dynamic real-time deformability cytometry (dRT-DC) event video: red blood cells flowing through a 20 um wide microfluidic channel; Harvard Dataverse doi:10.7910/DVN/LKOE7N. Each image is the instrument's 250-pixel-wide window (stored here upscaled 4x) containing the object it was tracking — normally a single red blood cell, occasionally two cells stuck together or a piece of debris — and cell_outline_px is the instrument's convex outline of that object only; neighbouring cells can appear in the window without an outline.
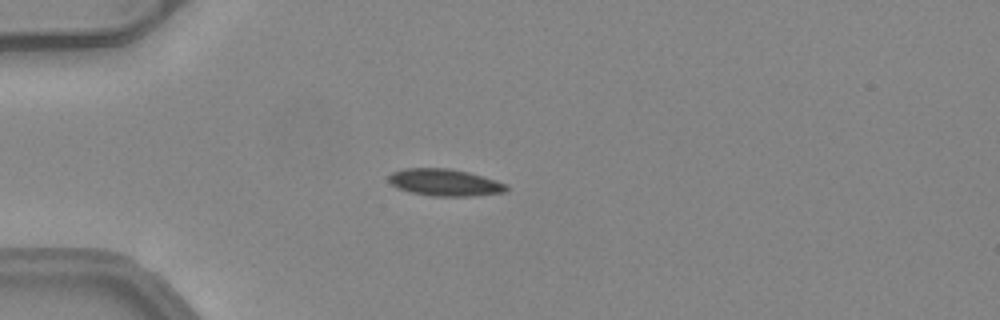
{"species": "common noctule bat (a hibernating species)", "species_latin": "Nyctalus noctula", "temperature_condition": "warm", "stored_images_in_passage": 38, "camera_frame_rate_fps": 3000, "um_per_image_px": 0.085, "animal": {"sex": "female", "body_mass_g": 24.6, "forearm_length_mm": 56.2}, "frame": {"image": 1, "passage_image": 1, "time_ms": 0.0, "image_size_px": [1000, 320], "cell_outline_px": [[508, 192], [476, 196], [432, 196], [408, 192], [396, 188], [388, 180], [388, 176], [392, 172], [404, 168], [448, 168], [468, 172], [496, 180], [508, 184]], "centroid_in_image_um": [37.82, 15.52], "position_along_channel_um": 47.2, "area_um2": 18.79}}
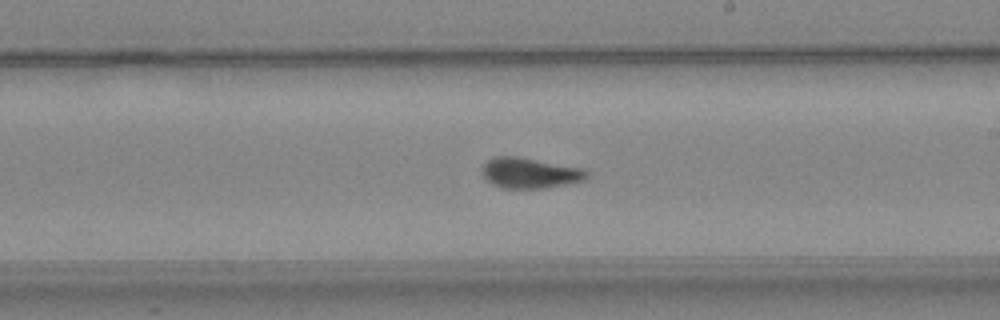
{"frame": {"image": 2, "passage_image": 17, "time_ms": 5.333, "image_size_px": [1000, 320], "cell_outline_px": [[588, 176], [584, 180], [544, 188], [500, 188], [492, 184], [480, 172], [480, 168], [492, 156], [520, 156], [584, 168], [588, 172]], "centroid_in_image_um": [45.01, 14.68], "position_along_channel_um": 244.0, "area_um2": 18.84}}
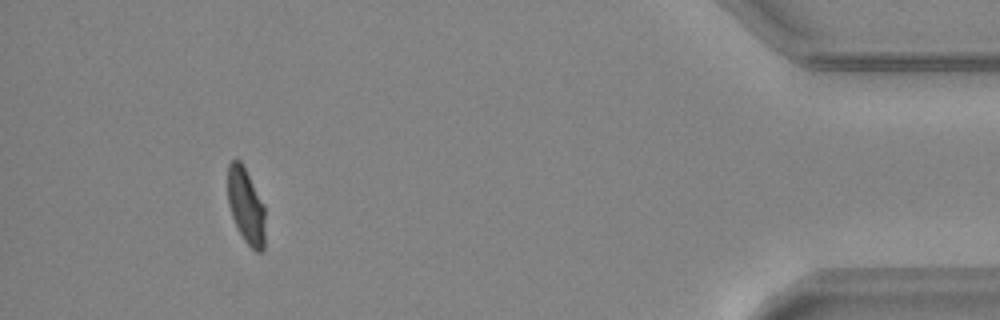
{"frame": {"image": 3, "passage_image": 34, "time_ms": 11.0, "image_size_px": [1000, 320], "cell_outline_px": [[264, 252], [256, 252], [244, 240], [232, 216], [228, 204], [228, 164], [232, 160], [240, 160], [264, 204]], "centroid_in_image_um": [20.91, 17.52], "position_along_channel_um": 414.3, "area_um2": 16.24}, "authors_computed_cell_mechanics": {"area_um2": 18.0914, "velocity_mm_per_s": 4.0852, "shape_relaxation_time_tau1_ms": 9.1594, "shape_relaxation_time_tau2_ms": null, "deformation_change_tau1": 0.2564, "deformation_change_tau2": null}}